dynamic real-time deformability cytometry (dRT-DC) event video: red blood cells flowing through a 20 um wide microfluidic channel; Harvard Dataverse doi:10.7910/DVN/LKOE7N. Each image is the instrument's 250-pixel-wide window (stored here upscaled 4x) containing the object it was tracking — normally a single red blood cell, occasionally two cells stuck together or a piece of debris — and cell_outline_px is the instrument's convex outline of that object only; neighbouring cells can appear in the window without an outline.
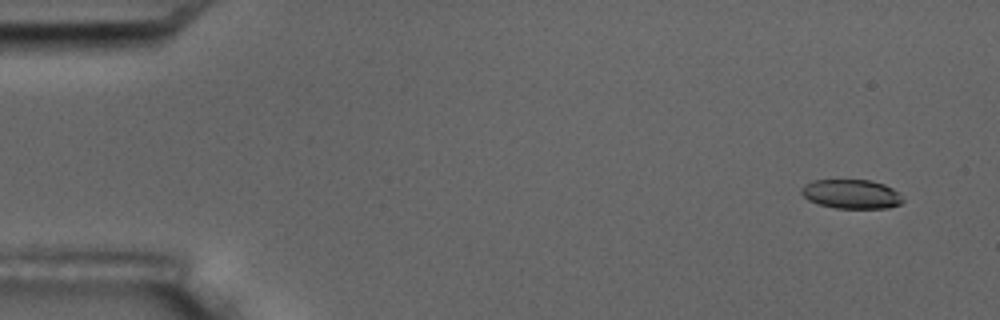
{"species": "common noctule bat (a hibernating species)", "species_latin": "Nyctalus noctula", "temperature_condition": "room temperature", "stored_images_in_passage": 8, "camera_frame_rate_fps": 3000, "um_per_image_px": 0.085, "animal": {"sex": "male", "body_mass_g": 17.5, "forearm_length_mm": 52.3}, "frame": {"image": 1, "passage_image": 1, "time_ms": 0.0, "image_size_px": [1000, 320], "cell_outline_px": [[904, 200], [900, 204], [888, 208], [836, 208], [820, 204], [808, 200], [800, 192], [800, 188], [804, 184], [812, 180], [872, 180], [884, 184], [892, 188]], "centroid_in_image_um": [72.34, 16.49], "position_along_channel_um": 12.7, "area_um2": 17.22}}
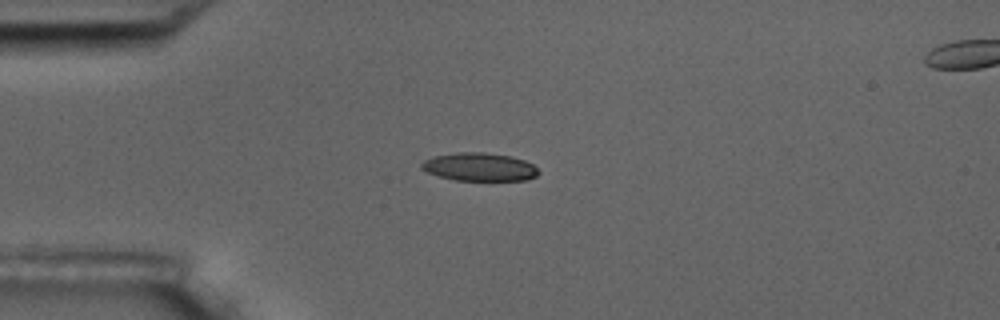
{"frame": {"image": 2, "passage_image": 4, "time_ms": 3.667, "image_size_px": [1000, 320], "cell_outline_px": [[540, 172], [536, 176], [528, 180], [456, 180], [440, 176], [428, 172], [420, 168], [420, 164], [424, 160], [432, 156], [456, 152], [484, 152], [512, 156], [524, 160], [532, 164]], "centroid_in_image_um": [40.75, 14.18], "position_along_channel_um": 44.3, "area_um2": 19.25}}
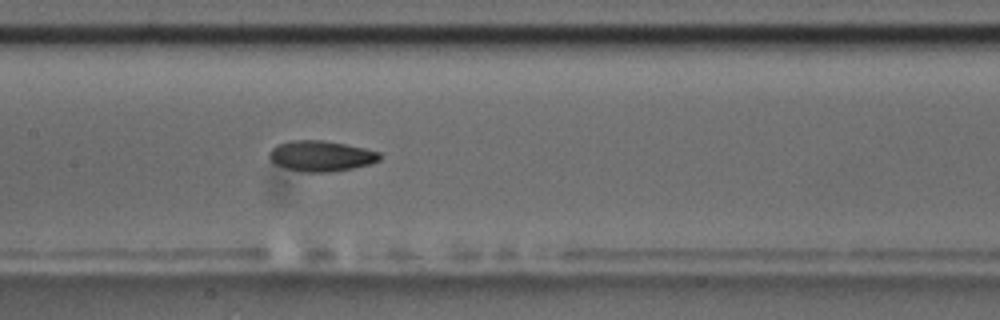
{"frame": {"image": 3, "passage_image": 8, "time_ms": 8.0, "image_size_px": [1000, 320], "cell_outline_px": [[380, 160], [372, 164], [352, 168], [328, 172], [304, 172], [284, 168], [276, 164], [268, 156], [268, 152], [276, 144], [288, 140], [320, 140], [344, 144], [364, 148], [380, 152]], "centroid_in_image_um": [27.26, 13.25], "position_along_channel_um": 180.1, "area_um2": 19.77}}